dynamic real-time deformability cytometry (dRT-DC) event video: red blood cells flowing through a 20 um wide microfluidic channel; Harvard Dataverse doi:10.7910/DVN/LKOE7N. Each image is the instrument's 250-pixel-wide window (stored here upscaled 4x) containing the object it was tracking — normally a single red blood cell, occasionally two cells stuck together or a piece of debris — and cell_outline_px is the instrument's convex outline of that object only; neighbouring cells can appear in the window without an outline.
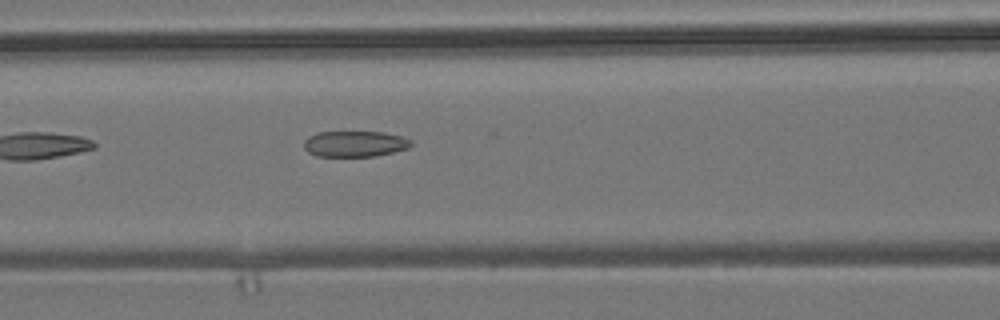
{"species": "common noctule bat (a hibernating species)", "species_latin": "Nyctalus noctula", "temperature_condition": "room temperature", "stored_images_in_passage": 4, "camera_frame_rate_fps": 3000, "um_per_image_px": 0.085, "animal": {"sex": "male", "body_mass_g": 19.2, "forearm_length_mm": 51.8}, "frame": {"image": 1, "passage_image": 4, "time_ms": 3.667, "image_size_px": [1000, 320], "cell_outline_px": [[412, 144], [408, 148], [376, 156], [316, 156], [308, 152], [304, 148], [304, 140], [308, 136], [316, 132], [384, 132], [400, 136], [412, 140]], "centroid_in_image_um": [30.13, 12.22], "position_along_channel_um": 136.5, "area_um2": 16.18}}